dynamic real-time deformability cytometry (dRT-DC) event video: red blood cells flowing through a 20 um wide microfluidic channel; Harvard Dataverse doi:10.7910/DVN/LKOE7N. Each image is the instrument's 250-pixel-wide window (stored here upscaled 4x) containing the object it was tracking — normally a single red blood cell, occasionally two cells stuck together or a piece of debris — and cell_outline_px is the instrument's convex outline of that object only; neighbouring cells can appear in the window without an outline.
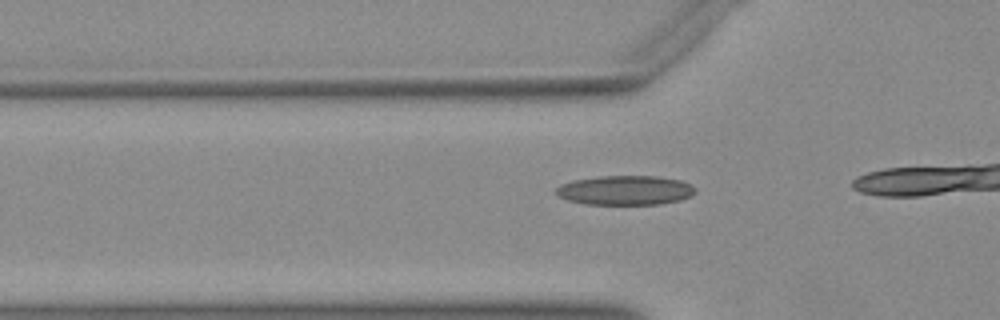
{"species": "Egyptian fruit bat (a non-hibernating species)", "species_latin": "Rousettus aegyptiacus", "temperature_condition": "warm", "stored_images_in_passage": 7, "camera_frame_rate_fps": 3000, "um_per_image_px": 0.085, "animal": {"sex": "female"}, "frame": {"image": 1, "passage_image": 4, "time_ms": 1.0, "image_size_px": [1000, 320], "cell_outline_px": [[696, 192], [680, 200], [660, 204], [584, 204], [568, 200], [560, 196], [556, 192], [556, 188], [560, 184], [572, 180], [596, 176], [656, 176], [680, 180], [696, 188]], "centroid_in_image_um": [53.12, 16.16], "position_along_channel_um": 72.7, "area_um2": 23.81}}